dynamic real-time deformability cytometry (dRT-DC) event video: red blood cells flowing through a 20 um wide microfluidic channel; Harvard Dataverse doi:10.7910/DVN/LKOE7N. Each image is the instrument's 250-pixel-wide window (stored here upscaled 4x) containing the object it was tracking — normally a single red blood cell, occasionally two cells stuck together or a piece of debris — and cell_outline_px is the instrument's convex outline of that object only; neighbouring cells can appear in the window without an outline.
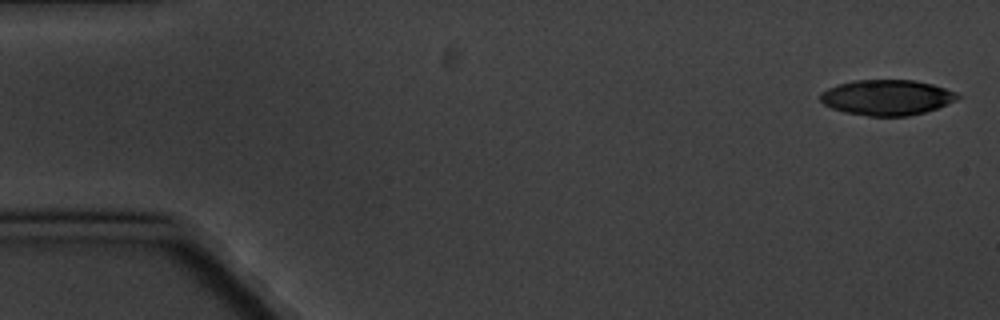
{"species": "common noctule bat (a hibernating species)", "species_latin": "Nyctalus noctula", "temperature_condition": "cold", "stored_images_in_passage": 4, "camera_frame_rate_fps": 3000, "um_per_image_px": 0.085, "animal": {"sex": "male", "body_mass_g": 20.1, "forearm_length_mm": 53.5}, "frame": {"image": 1, "passage_image": 1, "time_ms": 0.0, "image_size_px": [1000, 320], "cell_outline_px": [[960, 96], [956, 100], [948, 104], [924, 112], [908, 116], [868, 116], [844, 112], [832, 108], [824, 104], [820, 100], [820, 92], [836, 84], [852, 80], [916, 80], [932, 84], [956, 92]], "centroid_in_image_um": [75.35, 8.28], "position_along_channel_um": 9.6, "area_um2": 28.44}}